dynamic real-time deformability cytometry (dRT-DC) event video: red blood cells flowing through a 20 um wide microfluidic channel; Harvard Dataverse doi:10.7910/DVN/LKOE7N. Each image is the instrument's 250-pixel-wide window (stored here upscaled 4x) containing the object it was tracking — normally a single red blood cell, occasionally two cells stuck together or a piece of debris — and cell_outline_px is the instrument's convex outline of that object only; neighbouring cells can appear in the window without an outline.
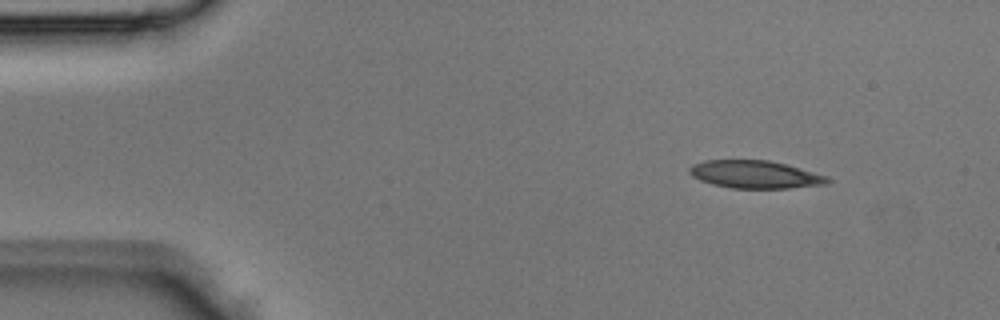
{"species": "Egyptian fruit bat (a non-hibernating species)", "species_latin": "Rousettus aegyptiacus", "temperature_condition": "room temperature", "stored_images_in_passage": 2, "camera_frame_rate_fps": 3000, "um_per_image_px": 0.085, "animal": {"sex": "male"}, "frame": {"image": 1, "passage_image": 1, "time_ms": 0.0, "image_size_px": [1000, 320], "cell_outline_px": [[832, 180], [828, 184], [788, 188], [732, 188], [712, 184], [700, 180], [692, 176], [688, 172], [688, 168], [692, 164], [704, 160], [768, 160], [784, 164], [828, 176]], "centroid_in_image_um": [64.16, 14.83], "position_along_channel_um": 20.8, "area_um2": 22.31}}